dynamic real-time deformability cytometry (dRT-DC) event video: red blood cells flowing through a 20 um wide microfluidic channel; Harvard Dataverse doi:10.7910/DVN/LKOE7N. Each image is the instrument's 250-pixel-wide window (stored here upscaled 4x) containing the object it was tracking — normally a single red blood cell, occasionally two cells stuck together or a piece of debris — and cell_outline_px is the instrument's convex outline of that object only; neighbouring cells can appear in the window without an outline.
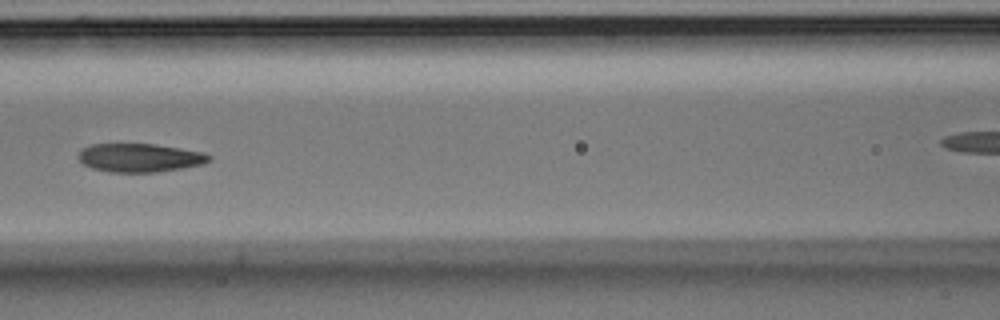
{"species": "Egyptian fruit bat (a non-hibernating species)", "species_latin": "Rousettus aegyptiacus", "temperature_condition": "room temperature", "stored_images_in_passage": 6, "segment_of_instrument_passage": [1, 2], "camera_frame_rate_fps": 3000, "um_per_image_px": 0.085, "animal": {"sex": "male"}, "frame": {"image": 1, "passage_image": 5, "time_ms": 1.333, "image_size_px": [1000, 320], "cell_outline_px": [[212, 156], [204, 164], [156, 172], [108, 172], [92, 168], [84, 164], [76, 156], [80, 148], [92, 144], [156, 144], [204, 152]], "centroid_in_image_um": [11.84, 13.4], "position_along_channel_um": 154.8, "area_um2": 21.79}}